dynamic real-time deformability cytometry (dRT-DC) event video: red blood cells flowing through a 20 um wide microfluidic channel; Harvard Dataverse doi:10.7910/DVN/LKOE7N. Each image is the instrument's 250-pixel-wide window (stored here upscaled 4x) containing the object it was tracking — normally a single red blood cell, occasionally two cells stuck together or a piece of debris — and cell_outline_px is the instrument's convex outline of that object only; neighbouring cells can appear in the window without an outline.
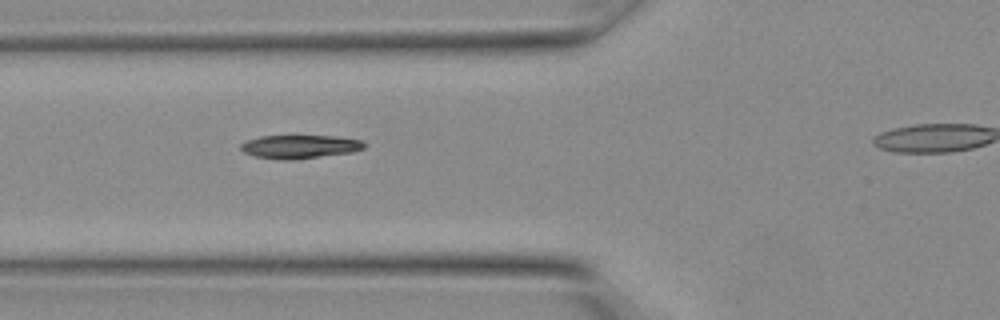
{"species": "Egyptian fruit bat (a non-hibernating species)", "species_latin": "Rousettus aegyptiacus", "temperature_condition": "warm", "stored_images_in_passage": 4, "segment_of_instrument_passage": [1, 2], "camera_frame_rate_fps": 3000, "um_per_image_px": 0.085, "animal": {"sex": "female"}, "frame": {"image": 1, "passage_image": 3, "time_ms": 0.667, "image_size_px": [1000, 320], "cell_outline_px": [[368, 144], [364, 148], [352, 152], [288, 160], [280, 160], [256, 156], [244, 152], [240, 148], [240, 144], [248, 140], [260, 136], [332, 136], [364, 140]], "centroid_in_image_um": [25.51, 12.46], "position_along_channel_um": 100.3, "area_um2": 16.76}}